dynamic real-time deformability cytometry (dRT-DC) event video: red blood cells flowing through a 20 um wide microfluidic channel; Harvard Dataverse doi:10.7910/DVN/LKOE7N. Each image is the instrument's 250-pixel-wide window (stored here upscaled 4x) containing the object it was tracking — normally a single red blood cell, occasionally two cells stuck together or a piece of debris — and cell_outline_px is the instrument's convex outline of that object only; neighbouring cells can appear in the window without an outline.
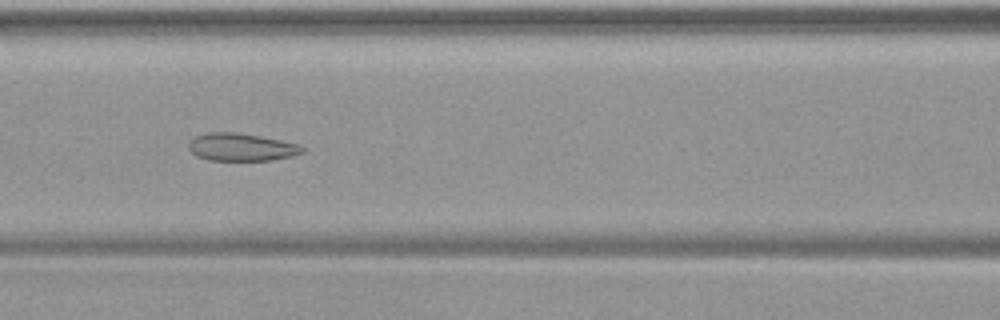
{"species": "common noctule bat (a hibernating species)", "species_latin": "Nyctalus noctula", "temperature_condition": "warm", "stored_images_in_passage": 49, "camera_frame_rate_fps": 3000, "um_per_image_px": 0.085, "animal": {"sex": "female", "body_mass_g": 19.9}, "frame": {"image": 1, "passage_image": 22, "time_ms": 7.0, "image_size_px": [1000, 320], "cell_outline_px": [[308, 148], [304, 152], [292, 156], [272, 160], [208, 160], [196, 156], [188, 148], [188, 140], [196, 136], [208, 132], [236, 132], [260, 136], [300, 144]], "centroid_in_image_um": [20.53, 12.5], "position_along_channel_um": 146.1, "area_um2": 18.55}}
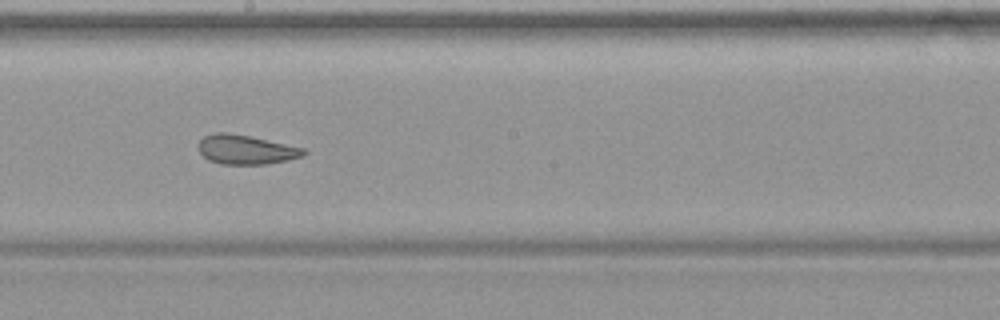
{"frame": {"image": 2, "passage_image": 28, "time_ms": 9.0, "image_size_px": [1000, 320], "cell_outline_px": [[308, 152], [304, 156], [288, 160], [264, 164], [220, 164], [208, 160], [200, 152], [200, 140], [204, 136], [216, 132], [228, 132], [248, 136], [304, 148]], "centroid_in_image_um": [20.92, 12.72], "position_along_channel_um": 227.3, "area_um2": 17.8}}
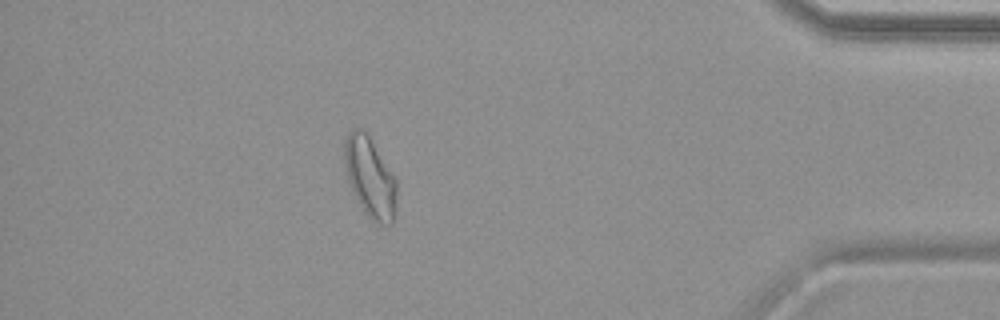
{"frame": {"image": 3, "passage_image": 44, "time_ms": 14.333, "image_size_px": [1000, 320], "cell_outline_px": [[396, 212], [392, 224], [380, 224], [372, 220], [364, 212], [348, 180], [344, 164], [344, 136], [352, 128], [360, 128], [368, 136], [396, 180]], "centroid_in_image_um": [31.44, 15.08], "position_along_channel_um": 403.8, "area_um2": 24.04}}